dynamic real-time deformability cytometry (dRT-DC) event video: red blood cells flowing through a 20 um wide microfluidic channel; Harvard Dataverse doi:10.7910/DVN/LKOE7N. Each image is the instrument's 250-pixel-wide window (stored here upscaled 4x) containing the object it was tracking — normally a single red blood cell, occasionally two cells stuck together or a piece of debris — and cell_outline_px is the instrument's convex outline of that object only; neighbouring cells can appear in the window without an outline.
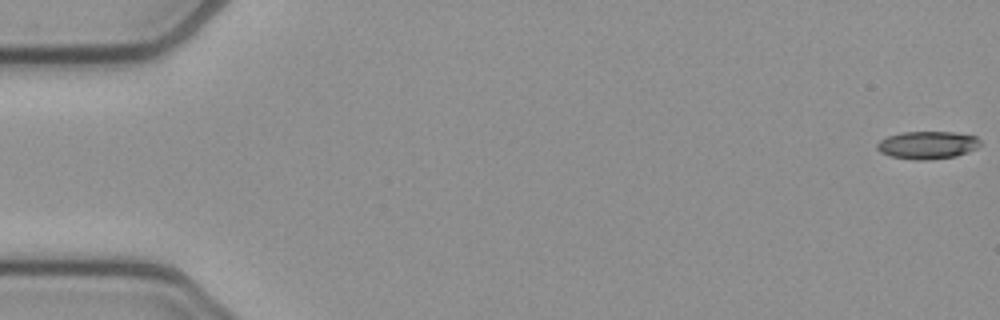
{"species": "common noctule bat (a hibernating species)", "species_latin": "Nyctalus noctula", "temperature_condition": "cold", "stored_images_in_passage": 48, "camera_frame_rate_fps": 3000, "um_per_image_px": 0.085, "animal": {"sex": "female", "body_mass_g": 21.9}, "frame": {"image": 1, "passage_image": 1, "time_ms": 0.0, "image_size_px": [1000, 320], "cell_outline_px": [[980, 144], [976, 148], [968, 152], [956, 156], [928, 160], [916, 160], [888, 156], [880, 152], [876, 148], [876, 144], [880, 140], [888, 136], [900, 132], [952, 132], [976, 136], [980, 140]], "centroid_in_image_um": [78.8, 12.33], "position_along_channel_um": 6.2, "area_um2": 16.76}}
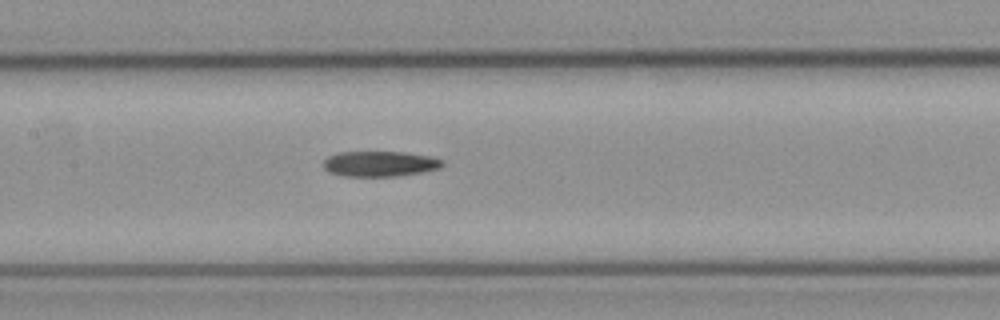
{"frame": {"image": 2, "passage_image": 26, "time_ms": 8.333, "image_size_px": [1000, 320], "cell_outline_px": [[444, 164], [440, 168], [420, 172], [396, 176], [344, 176], [328, 172], [324, 168], [324, 160], [328, 156], [336, 152], [404, 152], [432, 156], [444, 160]], "centroid_in_image_um": [32.29, 13.91], "position_along_channel_um": 175.1, "area_um2": 17.69}}
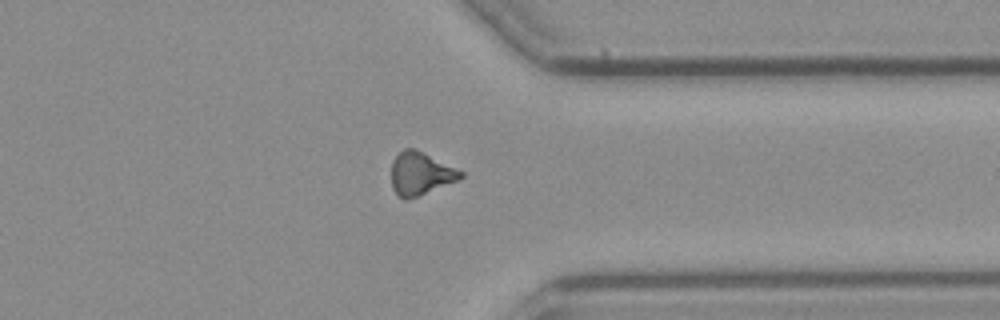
{"frame": {"image": 3, "passage_image": 42, "time_ms": 13.667, "image_size_px": [1000, 320], "cell_outline_px": [[464, 176], [460, 180], [408, 200], [404, 200], [392, 188], [392, 160], [404, 148], [416, 148], [464, 172]], "centroid_in_image_um": [35.76, 14.75], "position_along_channel_um": 375.6, "area_um2": 17.46}}